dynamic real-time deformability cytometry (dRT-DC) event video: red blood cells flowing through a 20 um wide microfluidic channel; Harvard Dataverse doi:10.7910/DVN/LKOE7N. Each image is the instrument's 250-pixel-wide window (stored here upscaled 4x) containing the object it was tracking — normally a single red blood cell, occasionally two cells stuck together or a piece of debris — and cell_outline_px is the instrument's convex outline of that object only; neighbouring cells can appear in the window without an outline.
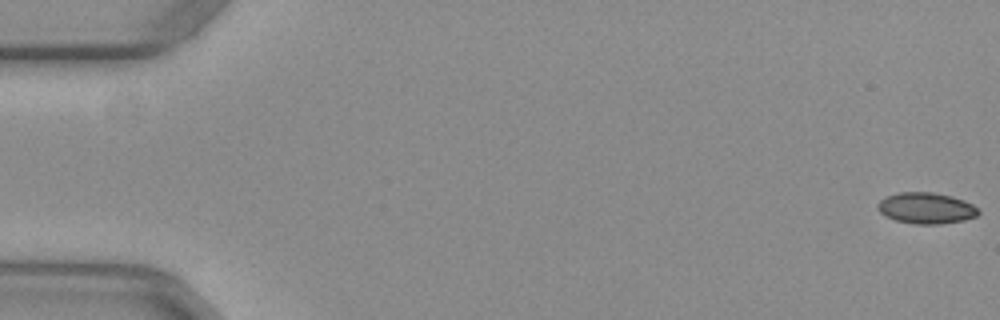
{"species": "common noctule bat (a hibernating species)", "species_latin": "Nyctalus noctula", "temperature_condition": "warm", "stored_images_in_passage": 51, "camera_frame_rate_fps": 3000, "um_per_image_px": 0.085, "animal": {"sex": "female", "body_mass_g": 29.2, "forearm_length_mm": 56.3}, "frame": {"image": 1, "passage_image": 1, "time_ms": 0.0, "image_size_px": [1000, 320], "cell_outline_px": [[980, 212], [976, 216], [964, 220], [940, 224], [916, 224], [896, 220], [884, 216], [876, 208], [876, 204], [884, 196], [900, 192], [932, 192], [952, 196], [964, 200], [972, 204]], "centroid_in_image_um": [78.68, 17.68], "position_along_channel_um": 6.3, "area_um2": 18.38}}
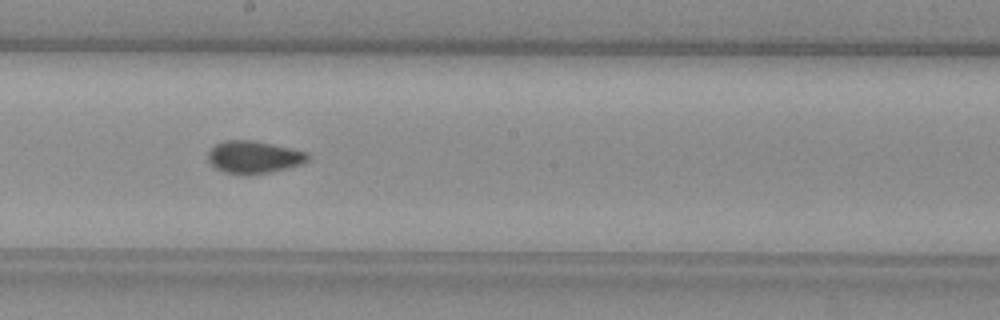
{"frame": {"image": 2, "passage_image": 30, "time_ms": 9.667, "image_size_px": [1000, 320], "cell_outline_px": [[312, 156], [304, 164], [272, 172], [248, 176], [244, 176], [224, 172], [216, 168], [208, 160], [208, 152], [216, 144], [224, 140], [252, 140], [272, 144], [308, 152]], "centroid_in_image_um": [21.61, 13.38], "position_along_channel_um": 226.6, "area_um2": 19.25}}
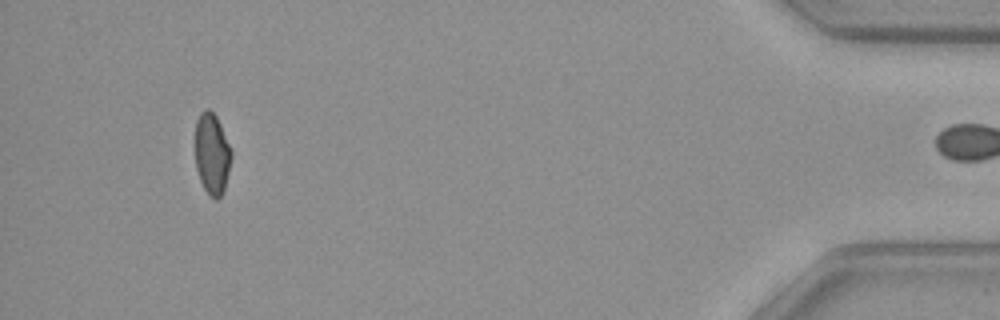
{"frame": {"image": 3, "passage_image": 50, "time_ms": 16.333, "image_size_px": [1000, 320], "cell_outline_px": [[232, 156], [224, 192], [216, 200], [208, 196], [200, 180], [196, 168], [192, 140], [196, 120], [200, 112], [204, 108], [208, 108], [216, 116], [232, 148]], "centroid_in_image_um": [17.98, 13.04], "position_along_channel_um": 417.2, "area_um2": 18.03}, "authors_computed_cell_mechanics": {"area_um2": 18.3804, "velocity_mm_per_s": 3.98, "shape_relaxation_time_tau1_ms": null, "shape_relaxation_time_tau2_ms": 1.3587, "deformation_change_tau1": null, "deformation_change_tau2": 0.051}}